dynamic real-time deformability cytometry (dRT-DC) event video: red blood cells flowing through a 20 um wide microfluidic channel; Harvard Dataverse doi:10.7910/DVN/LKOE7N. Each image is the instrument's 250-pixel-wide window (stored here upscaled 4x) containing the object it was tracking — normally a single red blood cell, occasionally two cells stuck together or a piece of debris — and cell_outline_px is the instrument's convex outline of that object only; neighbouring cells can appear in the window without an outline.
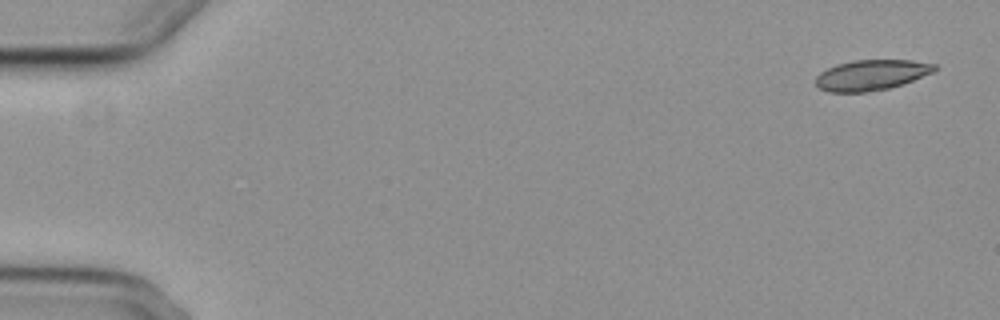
{"species": "common noctule bat (a hibernating species)", "species_latin": "Nyctalus noctula", "temperature_condition": "cold", "stored_images_in_passage": 6, "camera_frame_rate_fps": 3000, "um_per_image_px": 0.085, "animal": {"sex": "female", "body_mass_g": 29.2, "forearm_length_mm": 56.3}, "frame": {"image": 1, "passage_image": 1, "time_ms": 0.0, "image_size_px": [1000, 320], "cell_outline_px": [[936, 68], [932, 72], [912, 80], [888, 88], [864, 92], [828, 92], [820, 88], [816, 84], [816, 76], [820, 72], [836, 64], [852, 60], [912, 60], [936, 64]], "centroid_in_image_um": [74.02, 6.36], "position_along_channel_um": 11.0, "area_um2": 20.87}}